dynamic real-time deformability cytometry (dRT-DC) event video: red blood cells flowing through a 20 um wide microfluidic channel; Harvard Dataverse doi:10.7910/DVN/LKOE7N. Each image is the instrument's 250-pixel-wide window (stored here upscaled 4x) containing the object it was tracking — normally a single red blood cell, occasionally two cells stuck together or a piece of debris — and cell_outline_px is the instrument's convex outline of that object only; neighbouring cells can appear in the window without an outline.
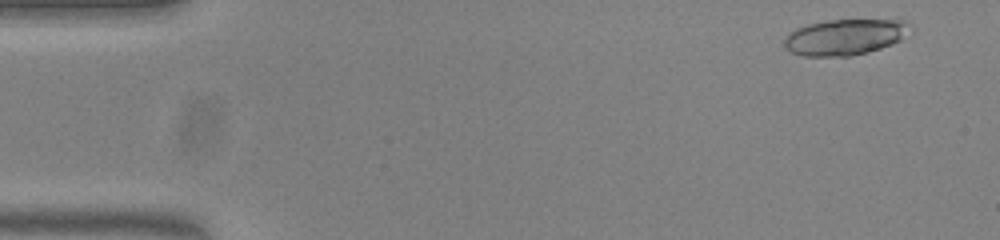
{"species": "common noctule bat (a hibernating species)", "species_latin": "Nyctalus noctula", "temperature_condition": "warm", "stored_images_in_passage": 14, "camera_frame_rate_fps": 3000, "um_per_image_px": 0.085, "animal": {"sex": "female", "body_mass_g": 23.0, "forearm_length_mm": 53.4}, "frame": {"image": 1, "passage_image": 3, "time_ms": 0.667, "image_size_px": [1000, 240], "cell_outline_px": [[908, 24], [900, 40], [892, 44], [868, 52], [852, 56], [804, 56], [792, 52], [784, 44], [784, 36], [788, 32], [796, 28], [808, 24], [828, 20], [904, 20]], "centroid_in_image_um": [71.73, 3.15], "position_along_channel_um": 13.3, "area_um2": 25.95}}